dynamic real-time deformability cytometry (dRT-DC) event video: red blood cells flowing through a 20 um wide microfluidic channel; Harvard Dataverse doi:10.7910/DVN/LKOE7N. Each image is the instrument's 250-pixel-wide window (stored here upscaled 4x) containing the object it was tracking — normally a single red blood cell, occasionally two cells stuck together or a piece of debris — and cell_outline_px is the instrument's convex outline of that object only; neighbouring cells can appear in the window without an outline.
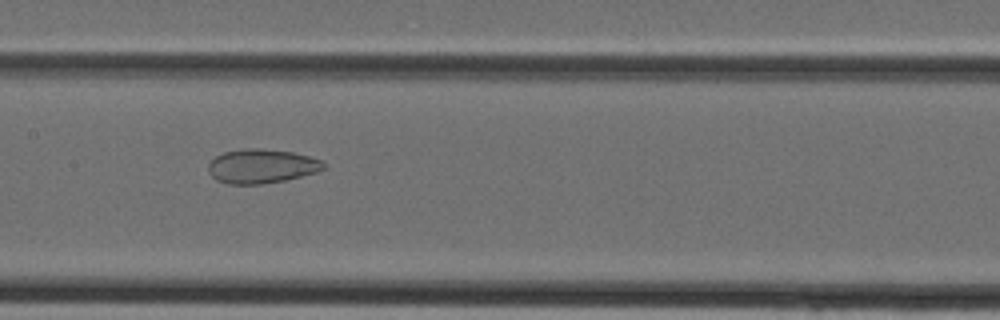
{"species": "Egyptian fruit bat (a non-hibernating species)", "species_latin": "Rousettus aegyptiacus", "temperature_condition": "cold", "stored_images_in_passage": 39, "camera_frame_rate_fps": 3000, "um_per_image_px": 0.085, "animal": {"sex": "female"}, "frame": {"image": 1, "passage_image": 19, "time_ms": 6.0, "image_size_px": [1000, 320], "cell_outline_px": [[324, 168], [316, 172], [284, 180], [260, 184], [228, 184], [216, 180], [208, 172], [208, 164], [216, 156], [224, 152], [248, 148], [260, 148], [292, 152], [308, 156], [320, 160], [324, 164]], "centroid_in_image_um": [22.19, 14.12], "position_along_channel_um": 185.2, "area_um2": 22.72}}
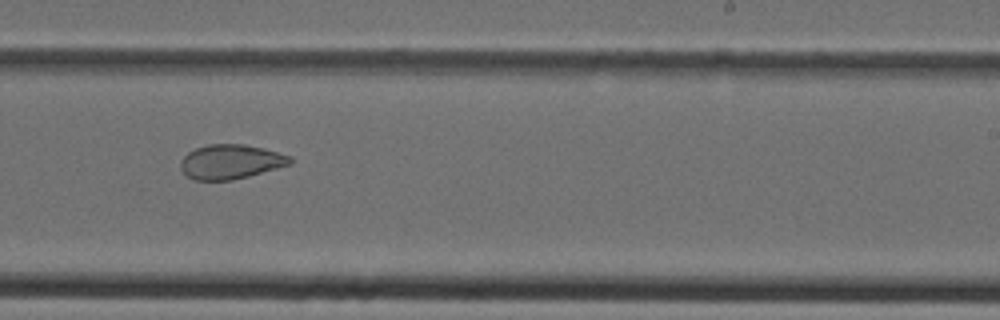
{"frame": {"image": 2, "passage_image": 24, "time_ms": 7.667, "image_size_px": [1000, 320], "cell_outline_px": [[292, 164], [248, 176], [232, 180], [196, 180], [188, 176], [180, 168], [180, 160], [188, 152], [196, 148], [208, 144], [244, 144], [264, 148], [292, 156]], "centroid_in_image_um": [19.62, 13.74], "position_along_channel_um": 269.4, "area_um2": 22.02}}
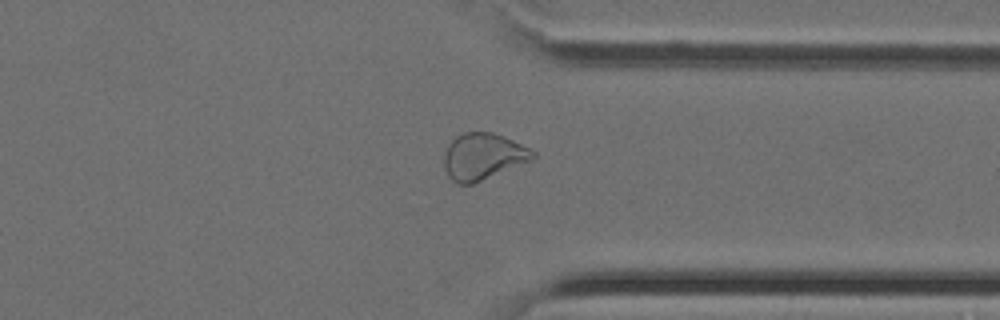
{"frame": {"image": 3, "passage_image": 30, "time_ms": 9.667, "image_size_px": [1000, 320], "cell_outline_px": [[536, 156], [532, 160], [472, 184], [456, 184], [448, 176], [444, 168], [444, 152], [448, 144], [456, 136], [464, 132], [492, 132], [512, 140], [536, 152]], "centroid_in_image_um": [41.02, 13.3], "position_along_channel_um": 370.4, "area_um2": 23.99}}